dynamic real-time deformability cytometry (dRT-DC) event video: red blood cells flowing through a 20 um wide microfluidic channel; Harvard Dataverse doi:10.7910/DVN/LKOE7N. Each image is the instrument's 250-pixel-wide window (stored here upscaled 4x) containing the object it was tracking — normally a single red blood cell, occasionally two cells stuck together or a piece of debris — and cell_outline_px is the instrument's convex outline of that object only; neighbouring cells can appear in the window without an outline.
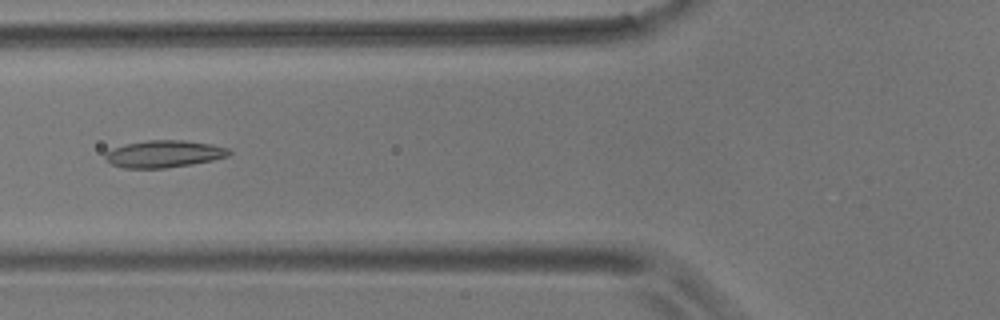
{"species": "common noctule bat (a hibernating species)", "species_latin": "Nyctalus noctula", "temperature_condition": "room temperature", "stored_images_in_passage": 12, "camera_frame_rate_fps": 3000, "um_per_image_px": 0.085, "animal": {"sex": "male", "body_mass_g": 17.9}, "frame": {"image": 1, "passage_image": 6, "time_ms": 6.667, "image_size_px": [1000, 320], "cell_outline_px": [[232, 152], [228, 156], [212, 160], [192, 164], [164, 168], [124, 168], [112, 164], [104, 160], [104, 152], [128, 144], [148, 140], [184, 140], [212, 144], [228, 148]], "centroid_in_image_um": [13.95, 13.08], "position_along_channel_um": 111.9, "area_um2": 19.48}}
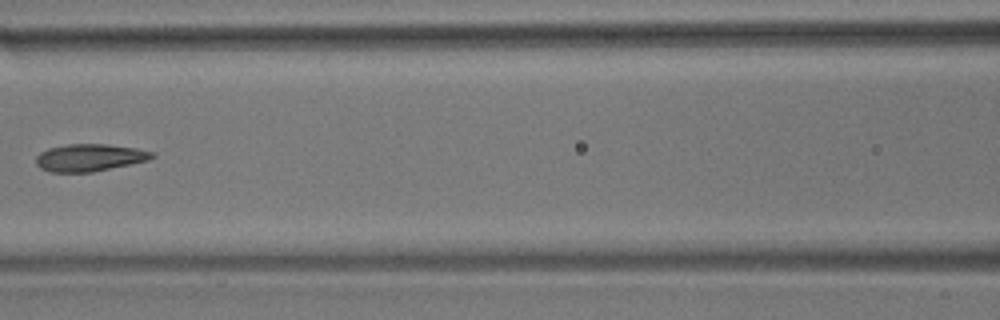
{"frame": {"image": 2, "passage_image": 7, "time_ms": 8.0, "image_size_px": [1000, 320], "cell_outline_px": [[156, 156], [148, 160], [92, 172], [48, 172], [40, 168], [36, 164], [36, 156], [40, 152], [48, 148], [68, 144], [108, 144], [136, 148], [156, 152]], "centroid_in_image_um": [7.61, 13.39], "position_along_channel_um": 159.0, "area_um2": 18.55}}
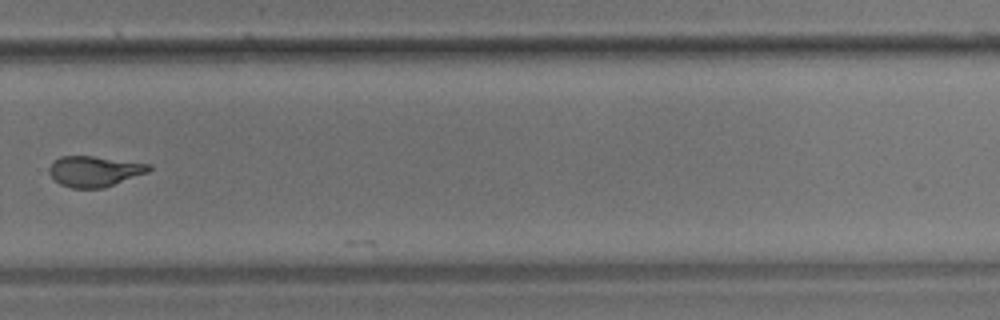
{"frame": {"image": 3, "passage_image": 11, "time_ms": 12.667, "image_size_px": [1000, 320], "cell_outline_px": [[152, 168], [148, 172], [104, 188], [72, 188], [60, 184], [48, 172], [48, 168], [60, 156], [92, 156], [152, 164]], "centroid_in_image_um": [8.05, 14.56], "position_along_channel_um": 321.8, "area_um2": 17.69}}